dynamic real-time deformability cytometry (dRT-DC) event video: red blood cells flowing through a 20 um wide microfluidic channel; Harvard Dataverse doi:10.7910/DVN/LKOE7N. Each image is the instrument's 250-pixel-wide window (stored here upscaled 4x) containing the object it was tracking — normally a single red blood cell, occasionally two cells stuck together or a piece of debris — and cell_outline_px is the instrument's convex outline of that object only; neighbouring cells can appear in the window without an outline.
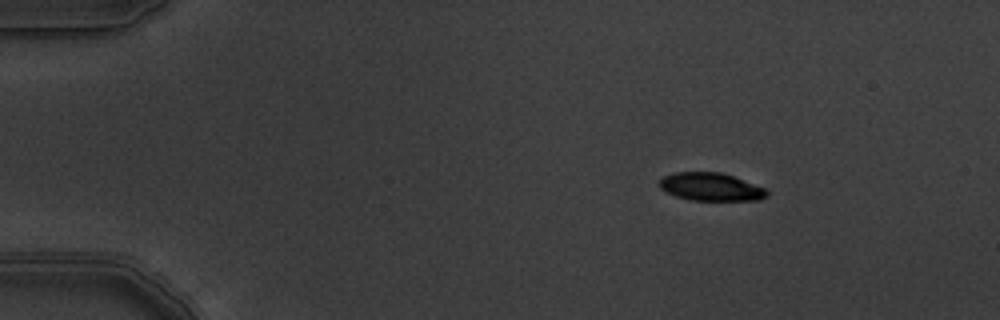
{"species": "common noctule bat (a hibernating species)", "species_latin": "Nyctalus noctula", "temperature_condition": "warm", "stored_images_in_passage": 5, "camera_frame_rate_fps": 3000, "um_per_image_px": 0.085, "animal": {"sex": "male", "body_mass_g": 19.5, "forearm_length_mm": 54.6}, "frame": {"image": 1, "passage_image": 1, "time_ms": 0.0, "image_size_px": [1000, 320], "cell_outline_px": [[768, 196], [760, 200], [688, 200], [676, 196], [660, 188], [660, 180], [664, 176], [672, 172], [720, 172], [732, 176], [764, 188], [768, 192]], "centroid_in_image_um": [60.41, 15.88], "position_along_channel_um": 24.6, "area_um2": 17.34}}
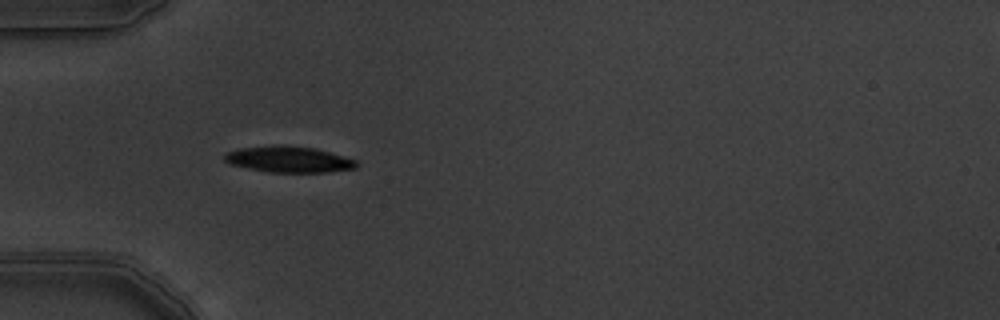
{"frame": {"image": 2, "passage_image": 4, "time_ms": 1.0, "image_size_px": [1000, 320], "cell_outline_px": [[360, 164], [356, 168], [328, 172], [268, 172], [248, 168], [232, 164], [224, 160], [224, 156], [228, 152], [240, 148], [272, 144], [276, 144], [316, 148], [356, 160]], "centroid_in_image_um": [24.57, 13.54], "position_along_channel_um": 60.4, "area_um2": 20.11}}